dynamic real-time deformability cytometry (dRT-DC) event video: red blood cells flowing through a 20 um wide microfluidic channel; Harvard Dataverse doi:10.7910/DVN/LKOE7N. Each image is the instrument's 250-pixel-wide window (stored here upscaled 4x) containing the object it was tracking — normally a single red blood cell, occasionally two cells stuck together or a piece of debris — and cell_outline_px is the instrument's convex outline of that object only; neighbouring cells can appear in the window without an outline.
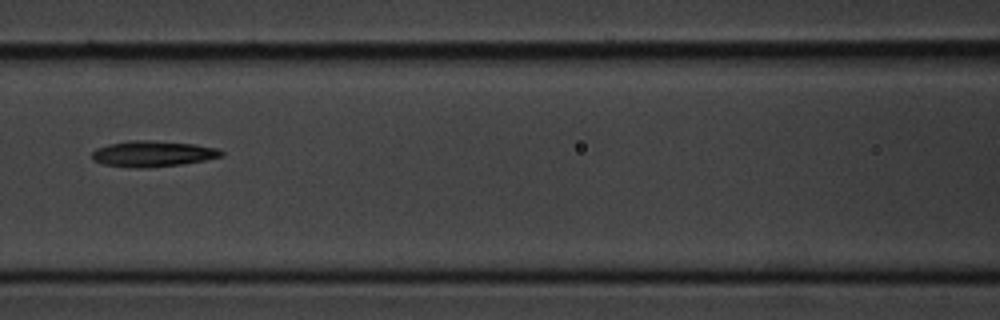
{"species": "common noctule bat (a hibernating species)", "species_latin": "Nyctalus noctula", "temperature_condition": "cold", "stored_images_in_passage": 4, "camera_frame_rate_fps": 3000, "um_per_image_px": 0.085, "animal": {"sex": "male", "body_mass_g": 20.1, "forearm_length_mm": 53.5}, "frame": {"image": 1, "passage_image": 4, "time_ms": 3.667, "image_size_px": [1000, 320], "cell_outline_px": [[224, 156], [204, 160], [180, 164], [148, 168], [136, 168], [104, 164], [92, 160], [92, 152], [96, 148], [108, 144], [128, 140], [152, 140], [196, 144], [216, 148], [224, 152]], "centroid_in_image_um": [12.97, 13.06], "position_along_channel_um": 153.6, "area_um2": 19.59}}